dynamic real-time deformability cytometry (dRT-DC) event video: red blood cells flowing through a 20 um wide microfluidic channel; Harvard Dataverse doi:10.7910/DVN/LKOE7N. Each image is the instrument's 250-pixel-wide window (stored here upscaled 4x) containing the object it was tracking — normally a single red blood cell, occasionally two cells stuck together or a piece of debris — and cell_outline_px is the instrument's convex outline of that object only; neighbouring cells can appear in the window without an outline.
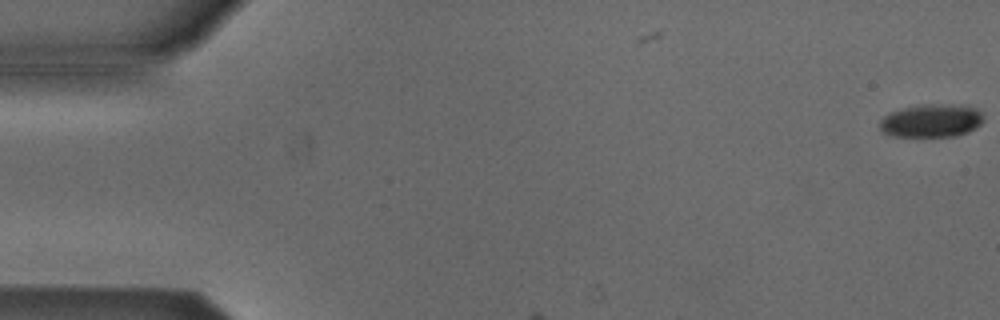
{"species": "Egyptian fruit bat (a non-hibernating species)", "species_latin": "Rousettus aegyptiacus", "temperature_condition": "cold", "stored_images_in_passage": 3, "camera_frame_rate_fps": 3000, "um_per_image_px": 0.085, "animal": {"sex": "male"}, "frame": {"image": 1, "passage_image": 1, "time_ms": 0.0, "image_size_px": [1000, 320], "cell_outline_px": [[984, 120], [976, 128], [968, 132], [956, 136], [892, 136], [884, 132], [880, 128], [880, 120], [884, 116], [900, 108], [920, 104], [968, 104], [976, 108], [984, 116]], "centroid_in_image_um": [79.22, 10.23], "position_along_channel_um": 5.8, "area_um2": 20.35}}